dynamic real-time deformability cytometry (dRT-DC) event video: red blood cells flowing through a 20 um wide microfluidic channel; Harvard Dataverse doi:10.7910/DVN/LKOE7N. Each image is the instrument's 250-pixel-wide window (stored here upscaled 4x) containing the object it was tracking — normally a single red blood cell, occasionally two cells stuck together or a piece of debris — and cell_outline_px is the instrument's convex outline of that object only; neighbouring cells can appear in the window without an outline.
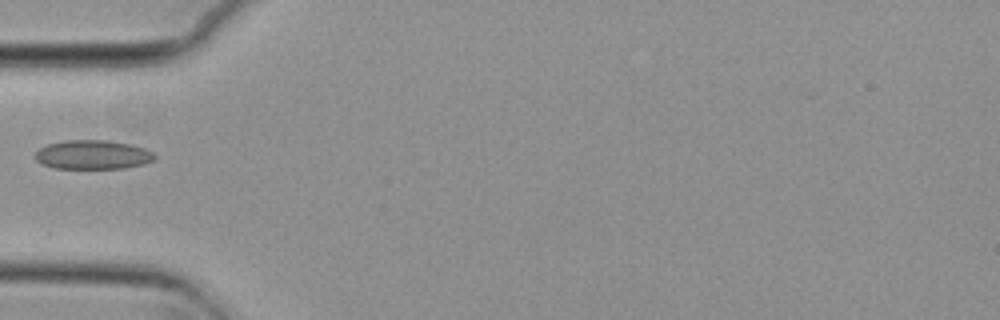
{"species": "common noctule bat (a hibernating species)", "species_latin": "Nyctalus noctula", "temperature_condition": "cold", "stored_images_in_passage": 37, "camera_frame_rate_fps": 3000, "um_per_image_px": 0.085, "animal": {"sex": "female", "body_mass_g": 29.2, "forearm_length_mm": 56.3}, "frame": {"image": 1, "passage_image": 1, "time_ms": 0.0, "image_size_px": [1000, 320], "cell_outline_px": [[156, 156], [152, 160], [144, 164], [124, 168], [52, 168], [40, 164], [36, 160], [36, 152], [40, 148], [48, 144], [64, 140], [108, 140], [132, 144], [144, 148], [152, 152]], "centroid_in_image_um": [7.87, 13.15], "position_along_channel_um": 77.1, "area_um2": 20.29}}
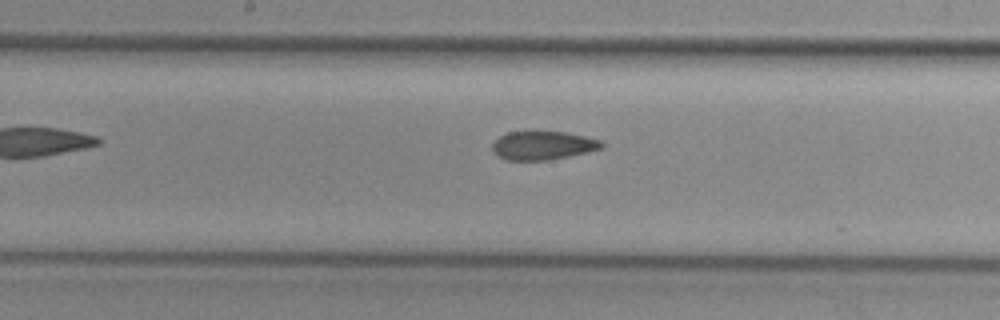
{"frame": {"image": 2, "passage_image": 11, "time_ms": 3.333, "image_size_px": [1000, 320], "cell_outline_px": [[604, 148], [588, 152], [548, 160], [504, 160], [492, 148], [492, 144], [500, 136], [508, 132], [536, 128], [568, 132], [600, 140], [604, 144]], "centroid_in_image_um": [46.16, 12.31], "position_along_channel_um": 202.0, "area_um2": 18.9}}
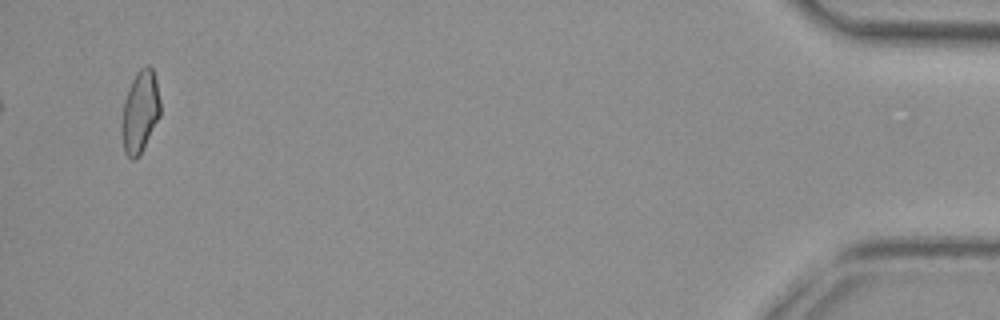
{"frame": {"image": 3, "passage_image": 36, "time_ms": 11.667, "image_size_px": [1000, 320], "cell_outline_px": [[160, 116], [140, 156], [132, 160], [124, 152], [120, 132], [120, 120], [124, 100], [128, 88], [136, 72], [144, 64], [148, 64], [152, 68], [156, 80], [160, 100]], "centroid_in_image_um": [11.88, 9.51], "position_along_channel_um": 423.3, "area_um2": 18.96}}